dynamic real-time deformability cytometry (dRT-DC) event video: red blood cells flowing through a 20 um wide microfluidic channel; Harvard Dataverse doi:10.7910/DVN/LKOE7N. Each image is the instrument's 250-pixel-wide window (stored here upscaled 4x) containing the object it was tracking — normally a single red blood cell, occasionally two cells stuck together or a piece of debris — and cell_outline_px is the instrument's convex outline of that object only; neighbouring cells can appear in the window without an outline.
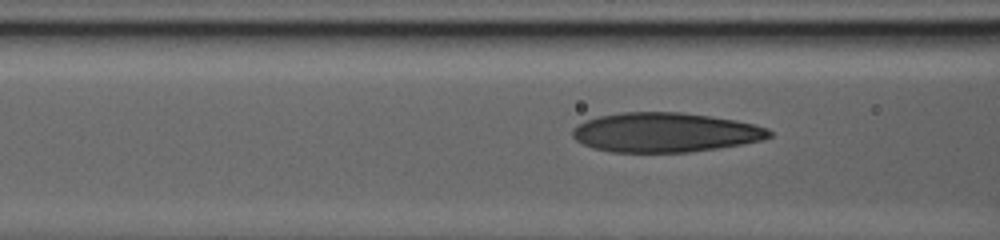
{"species": "human", "species_latin": "Homo sapiens", "temperature_condition": "warm", "stored_images_in_passage": 46, "camera_frame_rate_fps": 3000, "um_per_image_px": 0.085, "donor": {"sex": "male"}, "frame": {"image": 1, "passage_image": 11, "time_ms": 3.333, "image_size_px": [1000, 240], "cell_outline_px": [[772, 136], [760, 140], [740, 144], [692, 152], [612, 152], [592, 148], [576, 140], [572, 136], [572, 128], [584, 120], [600, 116], [620, 112], [680, 112], [736, 120], [768, 128], [772, 132]], "centroid_in_image_um": [56.49, 11.25], "position_along_channel_um": 110.1, "area_um2": 45.2}}
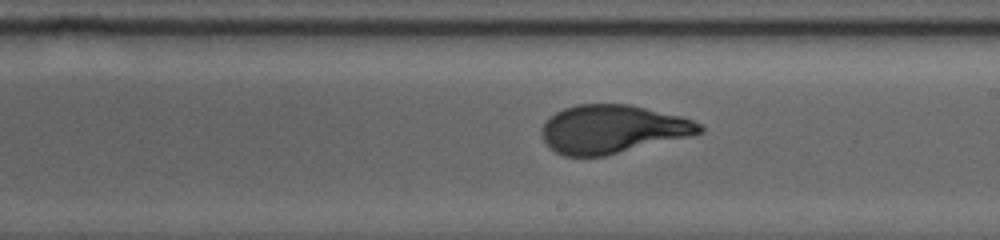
{"frame": {"image": 2, "passage_image": 27, "time_ms": 8.667, "image_size_px": [1000, 240], "cell_outline_px": [[704, 132], [688, 136], [604, 156], [564, 156], [556, 152], [544, 140], [540, 132], [540, 128], [548, 116], [564, 108], [576, 104], [628, 104], [680, 116], [692, 120], [700, 124], [704, 128]], "centroid_in_image_um": [52.01, 10.97], "position_along_channel_um": 237.0, "area_um2": 44.16}}
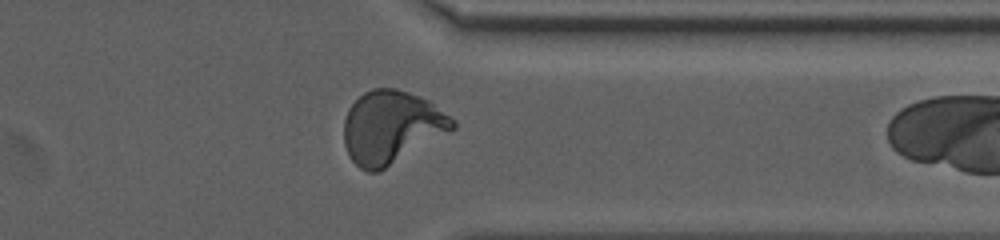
{"frame": {"image": 3, "passage_image": 45, "time_ms": 14.667, "image_size_px": [1000, 240], "cell_outline_px": [[456, 128], [380, 172], [368, 172], [360, 168], [348, 156], [344, 144], [344, 120], [348, 108], [364, 92], [372, 88], [396, 88], [408, 92], [428, 100], [456, 120]], "centroid_in_image_um": [33.26, 10.82], "position_along_channel_um": 378.1, "area_um2": 46.24}}